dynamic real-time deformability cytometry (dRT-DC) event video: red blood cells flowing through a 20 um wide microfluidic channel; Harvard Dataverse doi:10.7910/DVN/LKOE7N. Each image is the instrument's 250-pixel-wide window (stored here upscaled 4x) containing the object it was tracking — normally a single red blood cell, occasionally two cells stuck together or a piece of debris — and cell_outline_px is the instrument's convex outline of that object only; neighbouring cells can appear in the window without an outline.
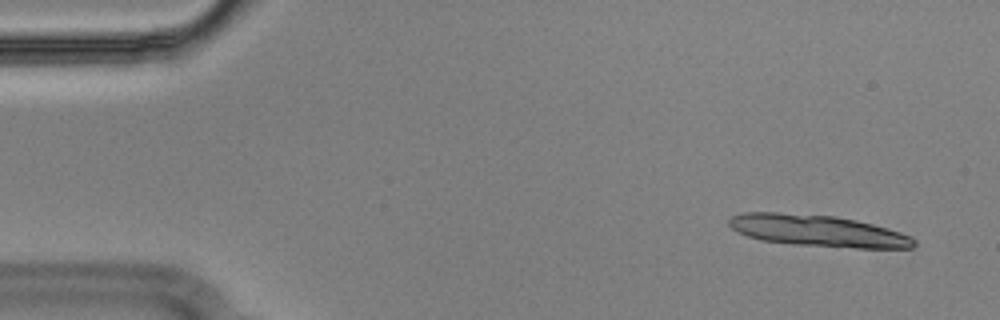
{"species": "Egyptian fruit bat (a non-hibernating species)", "species_latin": "Rousettus aegyptiacus", "temperature_condition": "cold", "stored_images_in_passage": 12, "camera_frame_rate_fps": 3000, "um_per_image_px": 0.085, "animal": {"sex": "male"}, "frame": {"image": 1, "passage_image": 1, "time_ms": 0.0, "image_size_px": [1000, 320], "cell_outline_px": [[916, 244], [912, 248], [856, 248], [792, 244], [760, 240], [748, 236], [732, 228], [728, 224], [728, 220], [732, 216], [740, 212], [780, 212], [836, 216], [856, 220], [872, 224], [900, 232], [916, 240]], "centroid_in_image_um": [69.49, 19.61], "position_along_channel_um": 15.5, "area_um2": 34.04}}